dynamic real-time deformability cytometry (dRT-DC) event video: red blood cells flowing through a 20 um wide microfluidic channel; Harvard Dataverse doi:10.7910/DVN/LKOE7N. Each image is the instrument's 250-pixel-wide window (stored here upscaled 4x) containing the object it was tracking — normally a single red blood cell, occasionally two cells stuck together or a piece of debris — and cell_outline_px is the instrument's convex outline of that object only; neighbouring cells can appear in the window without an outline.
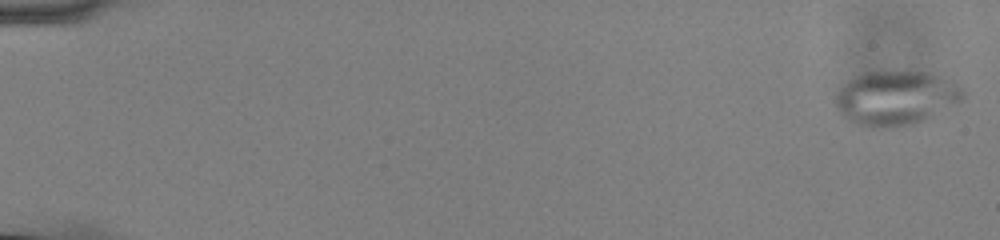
{"species": "common noctule bat (a hibernating species)", "species_latin": "Nyctalus noctula", "temperature_condition": "cold", "stored_images_in_passage": 56, "camera_frame_rate_fps": 3000, "um_per_image_px": 0.085, "animal": {"sex": "male", "body_mass_g": 13.0, "forearm_length_mm": 53.1}, "frame": {"image": 1, "passage_image": 1, "time_ms": 0.0, "image_size_px": [1000, 240], "cell_outline_px": [[964, 100], [924, 120], [912, 124], [884, 128], [864, 128], [848, 120], [836, 108], [836, 96], [840, 88], [848, 80], [856, 76], [868, 72], [928, 72], [952, 80], [964, 88]], "centroid_in_image_um": [76.17, 8.34], "position_along_channel_um": 8.8, "area_um2": 40.46}}
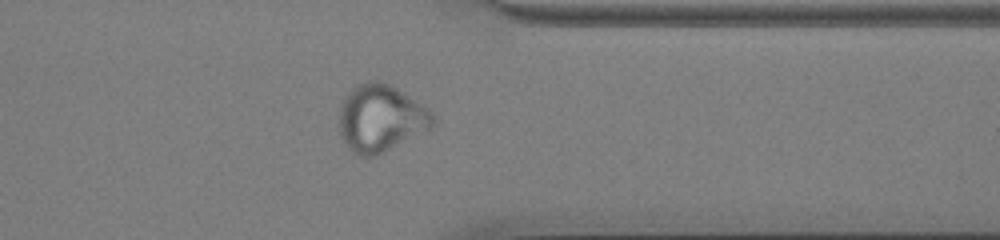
{"frame": {"image": 2, "passage_image": 45, "time_ms": 14.667, "image_size_px": [1000, 240], "cell_outline_px": [[436, 124], [432, 128], [376, 156], [356, 156], [348, 148], [340, 132], [340, 104], [344, 96], [356, 84], [368, 80], [380, 80], [396, 88], [428, 108], [436, 116]], "centroid_in_image_um": [32.37, 10.05], "position_along_channel_um": 379.0, "area_um2": 36.93}}
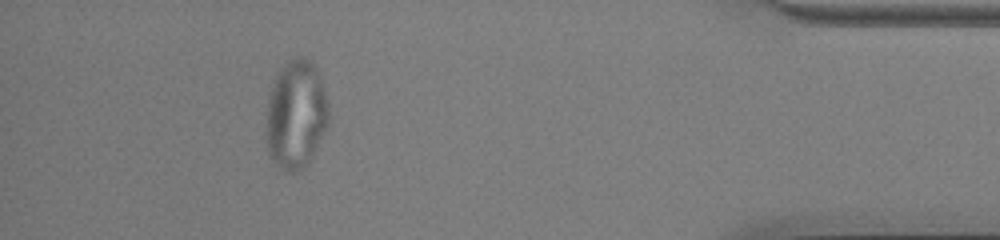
{"frame": {"image": 3, "passage_image": 51, "time_ms": 16.667, "image_size_px": [1000, 240], "cell_outline_px": [[328, 128], [308, 164], [300, 172], [284, 172], [268, 156], [264, 136], [268, 100], [276, 76], [280, 68], [288, 60], [296, 56], [304, 56], [312, 60], [320, 76], [328, 104]], "centroid_in_image_um": [25.14, 9.78], "position_along_channel_um": 410.1, "area_um2": 40.52}}